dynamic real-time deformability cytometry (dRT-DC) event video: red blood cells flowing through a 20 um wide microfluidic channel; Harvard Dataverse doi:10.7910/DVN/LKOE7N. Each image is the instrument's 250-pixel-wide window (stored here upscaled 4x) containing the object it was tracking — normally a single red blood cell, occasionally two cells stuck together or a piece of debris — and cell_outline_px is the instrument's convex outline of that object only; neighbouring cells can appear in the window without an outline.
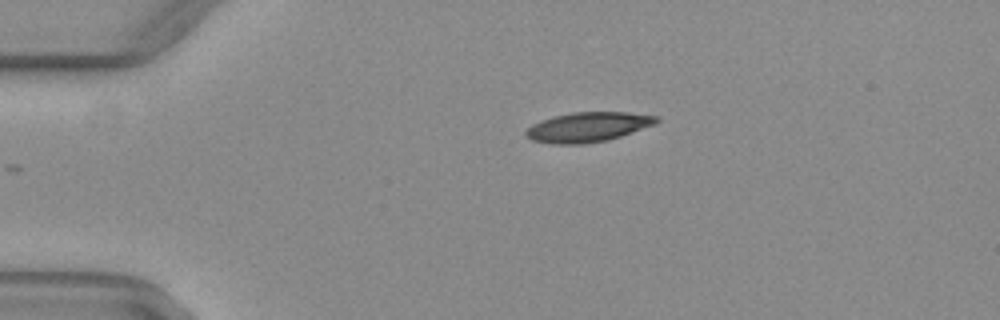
{"species": "common noctule bat (a hibernating species)", "species_latin": "Nyctalus noctula", "temperature_condition": "warm", "stored_images_in_passage": 31, "camera_frame_rate_fps": 3000, "um_per_image_px": 0.085, "animal": {"sex": "female", "body_mass_g": 29.2, "forearm_length_mm": 56.3}, "frame": {"image": 1, "passage_image": 1, "time_ms": 0.0, "image_size_px": [1000, 320], "cell_outline_px": [[660, 120], [656, 124], [608, 140], [580, 144], [552, 144], [532, 140], [524, 132], [532, 124], [540, 120], [552, 116], [572, 112], [628, 112], [656, 116]], "centroid_in_image_um": [49.96, 10.79], "position_along_channel_um": 35.0, "area_um2": 22.6}}
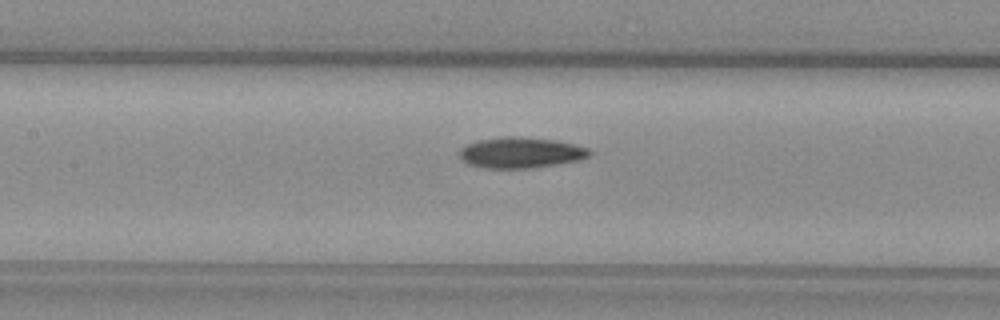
{"frame": {"image": 2, "passage_image": 14, "time_ms": 4.333, "image_size_px": [1000, 320], "cell_outline_px": [[592, 152], [588, 156], [580, 160], [532, 168], [484, 168], [468, 164], [460, 156], [460, 148], [468, 144], [480, 140], [504, 136], [520, 136], [552, 140], [572, 144], [588, 148]], "centroid_in_image_um": [44.26, 12.98], "position_along_channel_um": 163.1, "area_um2": 23.12}}
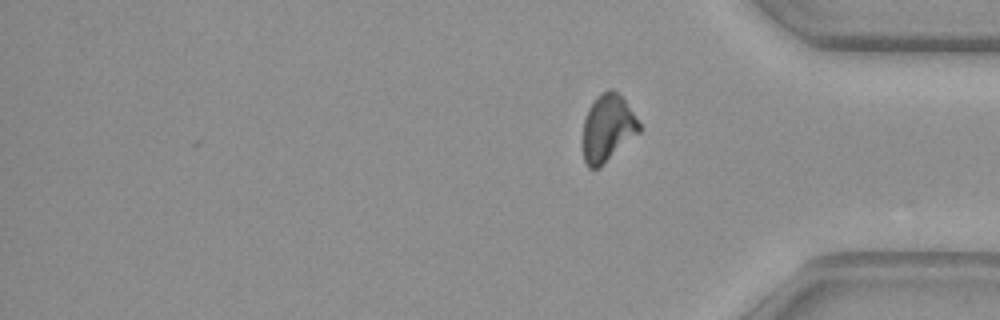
{"frame": {"image": 3, "passage_image": 31, "time_ms": 10.0, "image_size_px": [1000, 320], "cell_outline_px": [[640, 132], [600, 168], [588, 168], [584, 160], [584, 120], [588, 108], [596, 96], [608, 88], [612, 88], [624, 100], [640, 124]], "centroid_in_image_um": [51.65, 10.89], "position_along_channel_um": 383.6, "area_um2": 21.85}, "authors_computed_cell_mechanics": {"area_um2": 22.8888, "velocity_mm_per_s": 4.0692, "shape_relaxation_time_tau1_ms": 8.6531, "shape_relaxation_time_tau2_ms": 6.2866, "deformation_change_tau1": 0.2227, "deformation_change_tau2": 0.1398}}